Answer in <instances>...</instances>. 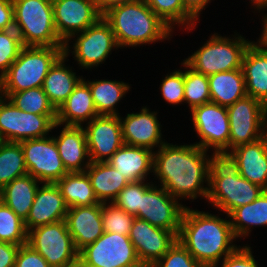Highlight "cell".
Here are the masks:
<instances>
[{"label": "cell", "instance_id": "54", "mask_svg": "<svg viewBox=\"0 0 267 267\" xmlns=\"http://www.w3.org/2000/svg\"><path fill=\"white\" fill-rule=\"evenodd\" d=\"M75 267H84V266H82L79 263H77V265Z\"/></svg>", "mask_w": 267, "mask_h": 267}, {"label": "cell", "instance_id": "50", "mask_svg": "<svg viewBox=\"0 0 267 267\" xmlns=\"http://www.w3.org/2000/svg\"><path fill=\"white\" fill-rule=\"evenodd\" d=\"M138 0H95L98 11L103 15L106 13L109 9L126 4V3H132Z\"/></svg>", "mask_w": 267, "mask_h": 267}, {"label": "cell", "instance_id": "29", "mask_svg": "<svg viewBox=\"0 0 267 267\" xmlns=\"http://www.w3.org/2000/svg\"><path fill=\"white\" fill-rule=\"evenodd\" d=\"M85 172L100 203H112L120 191L129 183L108 162H91Z\"/></svg>", "mask_w": 267, "mask_h": 267}, {"label": "cell", "instance_id": "40", "mask_svg": "<svg viewBox=\"0 0 267 267\" xmlns=\"http://www.w3.org/2000/svg\"><path fill=\"white\" fill-rule=\"evenodd\" d=\"M135 217L112 203H102L104 232L128 236Z\"/></svg>", "mask_w": 267, "mask_h": 267}, {"label": "cell", "instance_id": "13", "mask_svg": "<svg viewBox=\"0 0 267 267\" xmlns=\"http://www.w3.org/2000/svg\"><path fill=\"white\" fill-rule=\"evenodd\" d=\"M193 131L199 141L197 146L208 152H229L230 125L225 106L208 102L190 111Z\"/></svg>", "mask_w": 267, "mask_h": 267}, {"label": "cell", "instance_id": "5", "mask_svg": "<svg viewBox=\"0 0 267 267\" xmlns=\"http://www.w3.org/2000/svg\"><path fill=\"white\" fill-rule=\"evenodd\" d=\"M232 35L211 33L202 46L183 61L194 71L209 76L211 74L242 69V60L252 39H246L240 32Z\"/></svg>", "mask_w": 267, "mask_h": 267}, {"label": "cell", "instance_id": "6", "mask_svg": "<svg viewBox=\"0 0 267 267\" xmlns=\"http://www.w3.org/2000/svg\"><path fill=\"white\" fill-rule=\"evenodd\" d=\"M64 47L23 46L18 58L0 77V95L42 87L50 67L63 54Z\"/></svg>", "mask_w": 267, "mask_h": 267}, {"label": "cell", "instance_id": "10", "mask_svg": "<svg viewBox=\"0 0 267 267\" xmlns=\"http://www.w3.org/2000/svg\"><path fill=\"white\" fill-rule=\"evenodd\" d=\"M56 119L57 115L21 111L8 98L0 95V135L3 141L20 142L46 137L59 127Z\"/></svg>", "mask_w": 267, "mask_h": 267}, {"label": "cell", "instance_id": "3", "mask_svg": "<svg viewBox=\"0 0 267 267\" xmlns=\"http://www.w3.org/2000/svg\"><path fill=\"white\" fill-rule=\"evenodd\" d=\"M102 17L111 26L120 49L169 41L175 34L144 0L115 6Z\"/></svg>", "mask_w": 267, "mask_h": 267}, {"label": "cell", "instance_id": "34", "mask_svg": "<svg viewBox=\"0 0 267 267\" xmlns=\"http://www.w3.org/2000/svg\"><path fill=\"white\" fill-rule=\"evenodd\" d=\"M150 9L174 32L191 33L198 21L184 8L182 0H144ZM177 28V29H176Z\"/></svg>", "mask_w": 267, "mask_h": 267}, {"label": "cell", "instance_id": "31", "mask_svg": "<svg viewBox=\"0 0 267 267\" xmlns=\"http://www.w3.org/2000/svg\"><path fill=\"white\" fill-rule=\"evenodd\" d=\"M40 184L29 174L16 178L0 190V200L25 221Z\"/></svg>", "mask_w": 267, "mask_h": 267}, {"label": "cell", "instance_id": "52", "mask_svg": "<svg viewBox=\"0 0 267 267\" xmlns=\"http://www.w3.org/2000/svg\"><path fill=\"white\" fill-rule=\"evenodd\" d=\"M138 267H152V266H150V265H145V264H142V265H140V266H138Z\"/></svg>", "mask_w": 267, "mask_h": 267}, {"label": "cell", "instance_id": "35", "mask_svg": "<svg viewBox=\"0 0 267 267\" xmlns=\"http://www.w3.org/2000/svg\"><path fill=\"white\" fill-rule=\"evenodd\" d=\"M27 174L21 143L4 141L0 145V190L14 179Z\"/></svg>", "mask_w": 267, "mask_h": 267}, {"label": "cell", "instance_id": "14", "mask_svg": "<svg viewBox=\"0 0 267 267\" xmlns=\"http://www.w3.org/2000/svg\"><path fill=\"white\" fill-rule=\"evenodd\" d=\"M20 143L28 174L39 182L56 183L68 173L60 158L53 134L26 139Z\"/></svg>", "mask_w": 267, "mask_h": 267}, {"label": "cell", "instance_id": "33", "mask_svg": "<svg viewBox=\"0 0 267 267\" xmlns=\"http://www.w3.org/2000/svg\"><path fill=\"white\" fill-rule=\"evenodd\" d=\"M68 208L99 204L86 172L67 173L55 183Z\"/></svg>", "mask_w": 267, "mask_h": 267}, {"label": "cell", "instance_id": "39", "mask_svg": "<svg viewBox=\"0 0 267 267\" xmlns=\"http://www.w3.org/2000/svg\"><path fill=\"white\" fill-rule=\"evenodd\" d=\"M149 181V182H148ZM152 180L129 182L118 194L113 203L134 217L141 208L143 194L153 185Z\"/></svg>", "mask_w": 267, "mask_h": 267}, {"label": "cell", "instance_id": "42", "mask_svg": "<svg viewBox=\"0 0 267 267\" xmlns=\"http://www.w3.org/2000/svg\"><path fill=\"white\" fill-rule=\"evenodd\" d=\"M23 45L15 29L0 30V77L18 58Z\"/></svg>", "mask_w": 267, "mask_h": 267}, {"label": "cell", "instance_id": "43", "mask_svg": "<svg viewBox=\"0 0 267 267\" xmlns=\"http://www.w3.org/2000/svg\"><path fill=\"white\" fill-rule=\"evenodd\" d=\"M152 267H203L177 239Z\"/></svg>", "mask_w": 267, "mask_h": 267}, {"label": "cell", "instance_id": "30", "mask_svg": "<svg viewBox=\"0 0 267 267\" xmlns=\"http://www.w3.org/2000/svg\"><path fill=\"white\" fill-rule=\"evenodd\" d=\"M207 77L213 103L228 107L247 95L242 69L219 72Z\"/></svg>", "mask_w": 267, "mask_h": 267}, {"label": "cell", "instance_id": "4", "mask_svg": "<svg viewBox=\"0 0 267 267\" xmlns=\"http://www.w3.org/2000/svg\"><path fill=\"white\" fill-rule=\"evenodd\" d=\"M208 171L207 205L223 215L253 202L265 191L240 175L236 159L230 152H209Z\"/></svg>", "mask_w": 267, "mask_h": 267}, {"label": "cell", "instance_id": "51", "mask_svg": "<svg viewBox=\"0 0 267 267\" xmlns=\"http://www.w3.org/2000/svg\"><path fill=\"white\" fill-rule=\"evenodd\" d=\"M250 7L254 10L253 13H256L259 10H267V0H249ZM256 11V12H255Z\"/></svg>", "mask_w": 267, "mask_h": 267}, {"label": "cell", "instance_id": "7", "mask_svg": "<svg viewBox=\"0 0 267 267\" xmlns=\"http://www.w3.org/2000/svg\"><path fill=\"white\" fill-rule=\"evenodd\" d=\"M14 29L23 46L64 47L54 25L52 0H12Z\"/></svg>", "mask_w": 267, "mask_h": 267}, {"label": "cell", "instance_id": "32", "mask_svg": "<svg viewBox=\"0 0 267 267\" xmlns=\"http://www.w3.org/2000/svg\"><path fill=\"white\" fill-rule=\"evenodd\" d=\"M229 218L233 232L240 240L250 237L254 227H267V190L253 202L234 209Z\"/></svg>", "mask_w": 267, "mask_h": 267}, {"label": "cell", "instance_id": "23", "mask_svg": "<svg viewBox=\"0 0 267 267\" xmlns=\"http://www.w3.org/2000/svg\"><path fill=\"white\" fill-rule=\"evenodd\" d=\"M242 177L267 190V134L231 150Z\"/></svg>", "mask_w": 267, "mask_h": 267}, {"label": "cell", "instance_id": "24", "mask_svg": "<svg viewBox=\"0 0 267 267\" xmlns=\"http://www.w3.org/2000/svg\"><path fill=\"white\" fill-rule=\"evenodd\" d=\"M153 156L148 148L123 144L107 162L129 182H137L153 176Z\"/></svg>", "mask_w": 267, "mask_h": 267}, {"label": "cell", "instance_id": "38", "mask_svg": "<svg viewBox=\"0 0 267 267\" xmlns=\"http://www.w3.org/2000/svg\"><path fill=\"white\" fill-rule=\"evenodd\" d=\"M27 234L24 220L0 200V242L23 245L27 243Z\"/></svg>", "mask_w": 267, "mask_h": 267}, {"label": "cell", "instance_id": "28", "mask_svg": "<svg viewBox=\"0 0 267 267\" xmlns=\"http://www.w3.org/2000/svg\"><path fill=\"white\" fill-rule=\"evenodd\" d=\"M83 80L89 85L98 115L119 116L121 114L117 106L119 107L118 103L131 91L129 82L96 78L86 80V77H83Z\"/></svg>", "mask_w": 267, "mask_h": 267}, {"label": "cell", "instance_id": "25", "mask_svg": "<svg viewBox=\"0 0 267 267\" xmlns=\"http://www.w3.org/2000/svg\"><path fill=\"white\" fill-rule=\"evenodd\" d=\"M97 116L99 115L89 85L82 79L58 108L56 123L65 126H83Z\"/></svg>", "mask_w": 267, "mask_h": 267}, {"label": "cell", "instance_id": "16", "mask_svg": "<svg viewBox=\"0 0 267 267\" xmlns=\"http://www.w3.org/2000/svg\"><path fill=\"white\" fill-rule=\"evenodd\" d=\"M151 110L144 105L139 112H128L124 117L119 115L124 144L154 152L167 142L162 137V124L157 118L159 112Z\"/></svg>", "mask_w": 267, "mask_h": 267}, {"label": "cell", "instance_id": "20", "mask_svg": "<svg viewBox=\"0 0 267 267\" xmlns=\"http://www.w3.org/2000/svg\"><path fill=\"white\" fill-rule=\"evenodd\" d=\"M68 206L55 183H41L29 215L24 221L27 232L33 228L65 220Z\"/></svg>", "mask_w": 267, "mask_h": 267}, {"label": "cell", "instance_id": "15", "mask_svg": "<svg viewBox=\"0 0 267 267\" xmlns=\"http://www.w3.org/2000/svg\"><path fill=\"white\" fill-rule=\"evenodd\" d=\"M185 208L186 204L171 196L162 186L153 184L143 194L141 208L135 217L172 231L178 237Z\"/></svg>", "mask_w": 267, "mask_h": 267}, {"label": "cell", "instance_id": "45", "mask_svg": "<svg viewBox=\"0 0 267 267\" xmlns=\"http://www.w3.org/2000/svg\"><path fill=\"white\" fill-rule=\"evenodd\" d=\"M14 267H51L48 262L30 245L20 246Z\"/></svg>", "mask_w": 267, "mask_h": 267}, {"label": "cell", "instance_id": "44", "mask_svg": "<svg viewBox=\"0 0 267 267\" xmlns=\"http://www.w3.org/2000/svg\"><path fill=\"white\" fill-rule=\"evenodd\" d=\"M235 252L225 257L215 267H259L249 244H241Z\"/></svg>", "mask_w": 267, "mask_h": 267}, {"label": "cell", "instance_id": "21", "mask_svg": "<svg viewBox=\"0 0 267 267\" xmlns=\"http://www.w3.org/2000/svg\"><path fill=\"white\" fill-rule=\"evenodd\" d=\"M65 221L74 246L79 252L104 233L102 203L68 208Z\"/></svg>", "mask_w": 267, "mask_h": 267}, {"label": "cell", "instance_id": "27", "mask_svg": "<svg viewBox=\"0 0 267 267\" xmlns=\"http://www.w3.org/2000/svg\"><path fill=\"white\" fill-rule=\"evenodd\" d=\"M242 71L246 94L267 106V53L251 43L243 56Z\"/></svg>", "mask_w": 267, "mask_h": 267}, {"label": "cell", "instance_id": "18", "mask_svg": "<svg viewBox=\"0 0 267 267\" xmlns=\"http://www.w3.org/2000/svg\"><path fill=\"white\" fill-rule=\"evenodd\" d=\"M82 127L91 162H107L124 144L119 116L99 115Z\"/></svg>", "mask_w": 267, "mask_h": 267}, {"label": "cell", "instance_id": "47", "mask_svg": "<svg viewBox=\"0 0 267 267\" xmlns=\"http://www.w3.org/2000/svg\"><path fill=\"white\" fill-rule=\"evenodd\" d=\"M20 246L9 242H0V267H14Z\"/></svg>", "mask_w": 267, "mask_h": 267}, {"label": "cell", "instance_id": "41", "mask_svg": "<svg viewBox=\"0 0 267 267\" xmlns=\"http://www.w3.org/2000/svg\"><path fill=\"white\" fill-rule=\"evenodd\" d=\"M179 64L181 69L176 68L171 70L172 72L169 71L165 77L163 75L159 86L162 99L173 107L175 105H184V61H181Z\"/></svg>", "mask_w": 267, "mask_h": 267}, {"label": "cell", "instance_id": "8", "mask_svg": "<svg viewBox=\"0 0 267 267\" xmlns=\"http://www.w3.org/2000/svg\"><path fill=\"white\" fill-rule=\"evenodd\" d=\"M118 49L120 48L111 26L102 17L96 24L73 34L65 41L63 53L68 58L71 53L73 60L77 62V68L92 71L93 68L96 70V67L106 63L112 50Z\"/></svg>", "mask_w": 267, "mask_h": 267}, {"label": "cell", "instance_id": "12", "mask_svg": "<svg viewBox=\"0 0 267 267\" xmlns=\"http://www.w3.org/2000/svg\"><path fill=\"white\" fill-rule=\"evenodd\" d=\"M78 263L84 267H138L134 245L129 236L104 232L94 243L78 252Z\"/></svg>", "mask_w": 267, "mask_h": 267}, {"label": "cell", "instance_id": "53", "mask_svg": "<svg viewBox=\"0 0 267 267\" xmlns=\"http://www.w3.org/2000/svg\"><path fill=\"white\" fill-rule=\"evenodd\" d=\"M4 141H3V139H2V137H1V135H0V145L3 143Z\"/></svg>", "mask_w": 267, "mask_h": 267}, {"label": "cell", "instance_id": "36", "mask_svg": "<svg viewBox=\"0 0 267 267\" xmlns=\"http://www.w3.org/2000/svg\"><path fill=\"white\" fill-rule=\"evenodd\" d=\"M21 111L39 115H57L42 87L11 93L7 97Z\"/></svg>", "mask_w": 267, "mask_h": 267}, {"label": "cell", "instance_id": "1", "mask_svg": "<svg viewBox=\"0 0 267 267\" xmlns=\"http://www.w3.org/2000/svg\"><path fill=\"white\" fill-rule=\"evenodd\" d=\"M208 157L209 152L194 143L180 145L166 142L154 151L155 176L152 181L181 203L183 199H190L192 203L199 197L206 201L209 188Z\"/></svg>", "mask_w": 267, "mask_h": 267}, {"label": "cell", "instance_id": "49", "mask_svg": "<svg viewBox=\"0 0 267 267\" xmlns=\"http://www.w3.org/2000/svg\"><path fill=\"white\" fill-rule=\"evenodd\" d=\"M265 10H259L257 13H261L262 15L259 14L262 19H261V25L262 28L260 30V36L259 38H256V41L253 40L252 44L255 45L259 50L267 53V14L264 13ZM264 14V15H263Z\"/></svg>", "mask_w": 267, "mask_h": 267}, {"label": "cell", "instance_id": "19", "mask_svg": "<svg viewBox=\"0 0 267 267\" xmlns=\"http://www.w3.org/2000/svg\"><path fill=\"white\" fill-rule=\"evenodd\" d=\"M128 236L141 264L150 266L158 261L177 240V236L172 231L153 226L136 217Z\"/></svg>", "mask_w": 267, "mask_h": 267}, {"label": "cell", "instance_id": "17", "mask_svg": "<svg viewBox=\"0 0 267 267\" xmlns=\"http://www.w3.org/2000/svg\"><path fill=\"white\" fill-rule=\"evenodd\" d=\"M52 5L54 25L64 42L96 24L103 16L95 0H52Z\"/></svg>", "mask_w": 267, "mask_h": 267}, {"label": "cell", "instance_id": "22", "mask_svg": "<svg viewBox=\"0 0 267 267\" xmlns=\"http://www.w3.org/2000/svg\"><path fill=\"white\" fill-rule=\"evenodd\" d=\"M59 132L55 134L60 158L68 173L85 172L91 164L86 135L82 126H65L59 124Z\"/></svg>", "mask_w": 267, "mask_h": 267}, {"label": "cell", "instance_id": "26", "mask_svg": "<svg viewBox=\"0 0 267 267\" xmlns=\"http://www.w3.org/2000/svg\"><path fill=\"white\" fill-rule=\"evenodd\" d=\"M68 60V57L63 53L50 67L42 86L56 110L67 100L83 79V75H78L76 70L72 66L70 67V64H66L69 62Z\"/></svg>", "mask_w": 267, "mask_h": 267}, {"label": "cell", "instance_id": "2", "mask_svg": "<svg viewBox=\"0 0 267 267\" xmlns=\"http://www.w3.org/2000/svg\"><path fill=\"white\" fill-rule=\"evenodd\" d=\"M224 216L190 206L183 212L177 239L203 267H215L241 246L235 244L229 215Z\"/></svg>", "mask_w": 267, "mask_h": 267}, {"label": "cell", "instance_id": "48", "mask_svg": "<svg viewBox=\"0 0 267 267\" xmlns=\"http://www.w3.org/2000/svg\"><path fill=\"white\" fill-rule=\"evenodd\" d=\"M215 0H182L184 8L199 22L200 15ZM207 6V7H206Z\"/></svg>", "mask_w": 267, "mask_h": 267}, {"label": "cell", "instance_id": "11", "mask_svg": "<svg viewBox=\"0 0 267 267\" xmlns=\"http://www.w3.org/2000/svg\"><path fill=\"white\" fill-rule=\"evenodd\" d=\"M229 116V152L267 134V106L246 95L226 107Z\"/></svg>", "mask_w": 267, "mask_h": 267}, {"label": "cell", "instance_id": "37", "mask_svg": "<svg viewBox=\"0 0 267 267\" xmlns=\"http://www.w3.org/2000/svg\"><path fill=\"white\" fill-rule=\"evenodd\" d=\"M208 102H211L208 77L197 73L184 62V103L191 111Z\"/></svg>", "mask_w": 267, "mask_h": 267}, {"label": "cell", "instance_id": "46", "mask_svg": "<svg viewBox=\"0 0 267 267\" xmlns=\"http://www.w3.org/2000/svg\"><path fill=\"white\" fill-rule=\"evenodd\" d=\"M14 29V6L12 0H0V30Z\"/></svg>", "mask_w": 267, "mask_h": 267}, {"label": "cell", "instance_id": "9", "mask_svg": "<svg viewBox=\"0 0 267 267\" xmlns=\"http://www.w3.org/2000/svg\"><path fill=\"white\" fill-rule=\"evenodd\" d=\"M27 244L51 267H75L78 263V251L65 220L29 230Z\"/></svg>", "mask_w": 267, "mask_h": 267}]
</instances>
